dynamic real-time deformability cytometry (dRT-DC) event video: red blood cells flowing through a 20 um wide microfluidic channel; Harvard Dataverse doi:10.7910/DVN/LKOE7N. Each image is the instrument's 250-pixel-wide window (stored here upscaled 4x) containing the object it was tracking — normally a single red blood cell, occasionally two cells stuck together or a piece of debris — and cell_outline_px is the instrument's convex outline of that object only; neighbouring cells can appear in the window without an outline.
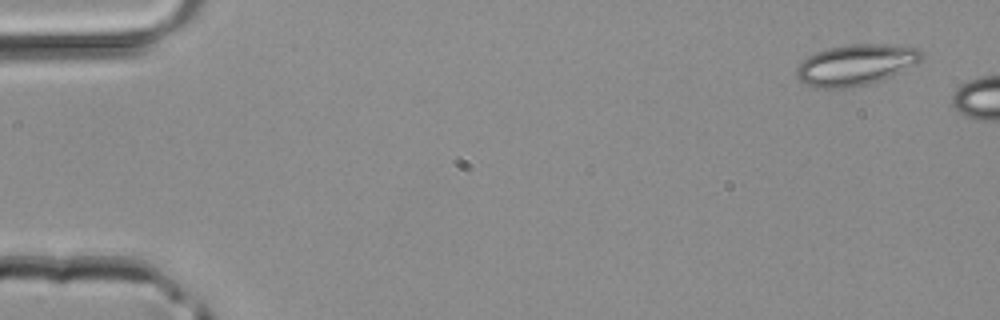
{"species": "common noctule bat (a hibernating species)", "species_latin": "Nyctalus noctula", "temperature_condition": "room temperature", "stored_images_in_passage": 6, "camera_frame_rate_fps": 3000, "um_per_image_px": 0.085, "animal": {"sex": "male", "body_mass_g": 20.4}, "frame": {"image": 1, "passage_image": 1, "time_ms": 0.0, "image_size_px": [1000, 320], "cell_outline_px": [[924, 60], [892, 76], [868, 84], [852, 88], [816, 88], [804, 84], [796, 76], [796, 68], [808, 56], [816, 52], [828, 48], [852, 44], [896, 44], [920, 48], [924, 52]], "centroid_in_image_um": [72.8, 5.51], "position_along_channel_um": 12.2, "area_um2": 30.29}}